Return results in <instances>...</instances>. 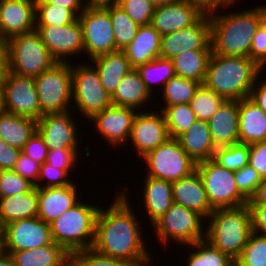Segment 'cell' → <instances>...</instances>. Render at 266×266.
<instances>
[{"instance_id": "cell-7", "label": "cell", "mask_w": 266, "mask_h": 266, "mask_svg": "<svg viewBox=\"0 0 266 266\" xmlns=\"http://www.w3.org/2000/svg\"><path fill=\"white\" fill-rule=\"evenodd\" d=\"M34 80L42 115L72 111L71 62H57Z\"/></svg>"}, {"instance_id": "cell-5", "label": "cell", "mask_w": 266, "mask_h": 266, "mask_svg": "<svg viewBox=\"0 0 266 266\" xmlns=\"http://www.w3.org/2000/svg\"><path fill=\"white\" fill-rule=\"evenodd\" d=\"M99 206L79 201L50 223L53 241L69 254L93 247Z\"/></svg>"}, {"instance_id": "cell-33", "label": "cell", "mask_w": 266, "mask_h": 266, "mask_svg": "<svg viewBox=\"0 0 266 266\" xmlns=\"http://www.w3.org/2000/svg\"><path fill=\"white\" fill-rule=\"evenodd\" d=\"M36 131V120L8 111L0 113V139L8 145L22 150L24 144Z\"/></svg>"}, {"instance_id": "cell-23", "label": "cell", "mask_w": 266, "mask_h": 266, "mask_svg": "<svg viewBox=\"0 0 266 266\" xmlns=\"http://www.w3.org/2000/svg\"><path fill=\"white\" fill-rule=\"evenodd\" d=\"M173 202L200 214L204 220L214 211L197 171L172 182Z\"/></svg>"}, {"instance_id": "cell-39", "label": "cell", "mask_w": 266, "mask_h": 266, "mask_svg": "<svg viewBox=\"0 0 266 266\" xmlns=\"http://www.w3.org/2000/svg\"><path fill=\"white\" fill-rule=\"evenodd\" d=\"M83 11H70L48 3H35L36 26L69 25L78 20Z\"/></svg>"}, {"instance_id": "cell-57", "label": "cell", "mask_w": 266, "mask_h": 266, "mask_svg": "<svg viewBox=\"0 0 266 266\" xmlns=\"http://www.w3.org/2000/svg\"><path fill=\"white\" fill-rule=\"evenodd\" d=\"M192 248V253L186 257L187 266H207L206 265V239L187 245Z\"/></svg>"}, {"instance_id": "cell-52", "label": "cell", "mask_w": 266, "mask_h": 266, "mask_svg": "<svg viewBox=\"0 0 266 266\" xmlns=\"http://www.w3.org/2000/svg\"><path fill=\"white\" fill-rule=\"evenodd\" d=\"M248 165L258 172L261 179L266 178V140L249 145Z\"/></svg>"}, {"instance_id": "cell-6", "label": "cell", "mask_w": 266, "mask_h": 266, "mask_svg": "<svg viewBox=\"0 0 266 266\" xmlns=\"http://www.w3.org/2000/svg\"><path fill=\"white\" fill-rule=\"evenodd\" d=\"M57 62L36 29L8 39L7 70L11 73L35 78Z\"/></svg>"}, {"instance_id": "cell-2", "label": "cell", "mask_w": 266, "mask_h": 266, "mask_svg": "<svg viewBox=\"0 0 266 266\" xmlns=\"http://www.w3.org/2000/svg\"><path fill=\"white\" fill-rule=\"evenodd\" d=\"M210 17L212 53L225 56L249 57L252 39L266 19V4Z\"/></svg>"}, {"instance_id": "cell-42", "label": "cell", "mask_w": 266, "mask_h": 266, "mask_svg": "<svg viewBox=\"0 0 266 266\" xmlns=\"http://www.w3.org/2000/svg\"><path fill=\"white\" fill-rule=\"evenodd\" d=\"M236 266H266V236L252 233Z\"/></svg>"}, {"instance_id": "cell-38", "label": "cell", "mask_w": 266, "mask_h": 266, "mask_svg": "<svg viewBox=\"0 0 266 266\" xmlns=\"http://www.w3.org/2000/svg\"><path fill=\"white\" fill-rule=\"evenodd\" d=\"M109 14L117 51L123 50L135 38L140 26L119 5L109 6Z\"/></svg>"}, {"instance_id": "cell-31", "label": "cell", "mask_w": 266, "mask_h": 266, "mask_svg": "<svg viewBox=\"0 0 266 266\" xmlns=\"http://www.w3.org/2000/svg\"><path fill=\"white\" fill-rule=\"evenodd\" d=\"M38 193L34 186L26 193L0 198V223L5 225L38 216Z\"/></svg>"}, {"instance_id": "cell-63", "label": "cell", "mask_w": 266, "mask_h": 266, "mask_svg": "<svg viewBox=\"0 0 266 266\" xmlns=\"http://www.w3.org/2000/svg\"><path fill=\"white\" fill-rule=\"evenodd\" d=\"M0 266H15L14 260L10 254L4 251L0 252Z\"/></svg>"}, {"instance_id": "cell-9", "label": "cell", "mask_w": 266, "mask_h": 266, "mask_svg": "<svg viewBox=\"0 0 266 266\" xmlns=\"http://www.w3.org/2000/svg\"><path fill=\"white\" fill-rule=\"evenodd\" d=\"M72 63V98H74L72 103H75L72 105V110L76 113L79 111V114L89 120L112 105L111 96L103 88L93 64L81 63L74 66Z\"/></svg>"}, {"instance_id": "cell-16", "label": "cell", "mask_w": 266, "mask_h": 266, "mask_svg": "<svg viewBox=\"0 0 266 266\" xmlns=\"http://www.w3.org/2000/svg\"><path fill=\"white\" fill-rule=\"evenodd\" d=\"M35 29L58 62H69L68 56L84 54L83 30L79 20L62 26H35Z\"/></svg>"}, {"instance_id": "cell-54", "label": "cell", "mask_w": 266, "mask_h": 266, "mask_svg": "<svg viewBox=\"0 0 266 266\" xmlns=\"http://www.w3.org/2000/svg\"><path fill=\"white\" fill-rule=\"evenodd\" d=\"M206 265L207 266H236L235 260L215 248L206 240Z\"/></svg>"}, {"instance_id": "cell-10", "label": "cell", "mask_w": 266, "mask_h": 266, "mask_svg": "<svg viewBox=\"0 0 266 266\" xmlns=\"http://www.w3.org/2000/svg\"><path fill=\"white\" fill-rule=\"evenodd\" d=\"M196 171L213 210L247 205L248 200L237 188L234 171L220 166L213 159L197 163Z\"/></svg>"}, {"instance_id": "cell-17", "label": "cell", "mask_w": 266, "mask_h": 266, "mask_svg": "<svg viewBox=\"0 0 266 266\" xmlns=\"http://www.w3.org/2000/svg\"><path fill=\"white\" fill-rule=\"evenodd\" d=\"M157 112V113H156ZM163 112L138 111L131 128L129 140L138 152L140 159L169 139Z\"/></svg>"}, {"instance_id": "cell-28", "label": "cell", "mask_w": 266, "mask_h": 266, "mask_svg": "<svg viewBox=\"0 0 266 266\" xmlns=\"http://www.w3.org/2000/svg\"><path fill=\"white\" fill-rule=\"evenodd\" d=\"M143 190V207L153 224L161 216H163L170 207L174 204L172 193V182L162 179L153 178L150 176L145 177Z\"/></svg>"}, {"instance_id": "cell-11", "label": "cell", "mask_w": 266, "mask_h": 266, "mask_svg": "<svg viewBox=\"0 0 266 266\" xmlns=\"http://www.w3.org/2000/svg\"><path fill=\"white\" fill-rule=\"evenodd\" d=\"M147 165V174L169 182L177 181L196 171L195 163L176 138H169L141 158Z\"/></svg>"}, {"instance_id": "cell-44", "label": "cell", "mask_w": 266, "mask_h": 266, "mask_svg": "<svg viewBox=\"0 0 266 266\" xmlns=\"http://www.w3.org/2000/svg\"><path fill=\"white\" fill-rule=\"evenodd\" d=\"M118 5L139 26L151 24L156 8L151 0H120Z\"/></svg>"}, {"instance_id": "cell-14", "label": "cell", "mask_w": 266, "mask_h": 266, "mask_svg": "<svg viewBox=\"0 0 266 266\" xmlns=\"http://www.w3.org/2000/svg\"><path fill=\"white\" fill-rule=\"evenodd\" d=\"M50 224L40 218H27L3 227V251L11 254L53 244Z\"/></svg>"}, {"instance_id": "cell-20", "label": "cell", "mask_w": 266, "mask_h": 266, "mask_svg": "<svg viewBox=\"0 0 266 266\" xmlns=\"http://www.w3.org/2000/svg\"><path fill=\"white\" fill-rule=\"evenodd\" d=\"M36 0H0V33L8 39L35 30Z\"/></svg>"}, {"instance_id": "cell-36", "label": "cell", "mask_w": 266, "mask_h": 266, "mask_svg": "<svg viewBox=\"0 0 266 266\" xmlns=\"http://www.w3.org/2000/svg\"><path fill=\"white\" fill-rule=\"evenodd\" d=\"M136 70L139 72L142 81L151 94L156 83H161V88L171 79L175 74L173 61L163 57H158L149 63L139 65ZM155 83V84H153Z\"/></svg>"}, {"instance_id": "cell-59", "label": "cell", "mask_w": 266, "mask_h": 266, "mask_svg": "<svg viewBox=\"0 0 266 266\" xmlns=\"http://www.w3.org/2000/svg\"><path fill=\"white\" fill-rule=\"evenodd\" d=\"M35 3H48L51 5L64 7L70 11H83V0H36Z\"/></svg>"}, {"instance_id": "cell-51", "label": "cell", "mask_w": 266, "mask_h": 266, "mask_svg": "<svg viewBox=\"0 0 266 266\" xmlns=\"http://www.w3.org/2000/svg\"><path fill=\"white\" fill-rule=\"evenodd\" d=\"M40 166L41 164L21 152L12 170L35 186L39 177Z\"/></svg>"}, {"instance_id": "cell-60", "label": "cell", "mask_w": 266, "mask_h": 266, "mask_svg": "<svg viewBox=\"0 0 266 266\" xmlns=\"http://www.w3.org/2000/svg\"><path fill=\"white\" fill-rule=\"evenodd\" d=\"M266 204V178L262 179L254 196L248 201L247 205Z\"/></svg>"}, {"instance_id": "cell-41", "label": "cell", "mask_w": 266, "mask_h": 266, "mask_svg": "<svg viewBox=\"0 0 266 266\" xmlns=\"http://www.w3.org/2000/svg\"><path fill=\"white\" fill-rule=\"evenodd\" d=\"M213 160L231 171H238L248 164L249 145L236 143L229 146L217 147Z\"/></svg>"}, {"instance_id": "cell-58", "label": "cell", "mask_w": 266, "mask_h": 266, "mask_svg": "<svg viewBox=\"0 0 266 266\" xmlns=\"http://www.w3.org/2000/svg\"><path fill=\"white\" fill-rule=\"evenodd\" d=\"M260 77L262 76L257 77L249 98L266 113V76H263L265 77L264 80L259 83L258 79H261Z\"/></svg>"}, {"instance_id": "cell-15", "label": "cell", "mask_w": 266, "mask_h": 266, "mask_svg": "<svg viewBox=\"0 0 266 266\" xmlns=\"http://www.w3.org/2000/svg\"><path fill=\"white\" fill-rule=\"evenodd\" d=\"M186 50H212L209 16L203 15L191 27L161 36L160 57L172 60Z\"/></svg>"}, {"instance_id": "cell-56", "label": "cell", "mask_w": 266, "mask_h": 266, "mask_svg": "<svg viewBox=\"0 0 266 266\" xmlns=\"http://www.w3.org/2000/svg\"><path fill=\"white\" fill-rule=\"evenodd\" d=\"M254 233L266 236V204L248 205Z\"/></svg>"}, {"instance_id": "cell-50", "label": "cell", "mask_w": 266, "mask_h": 266, "mask_svg": "<svg viewBox=\"0 0 266 266\" xmlns=\"http://www.w3.org/2000/svg\"><path fill=\"white\" fill-rule=\"evenodd\" d=\"M21 152L41 165L47 161L48 149L38 131L24 144Z\"/></svg>"}, {"instance_id": "cell-46", "label": "cell", "mask_w": 266, "mask_h": 266, "mask_svg": "<svg viewBox=\"0 0 266 266\" xmlns=\"http://www.w3.org/2000/svg\"><path fill=\"white\" fill-rule=\"evenodd\" d=\"M235 180L240 193L249 201L256 193L260 182V175L250 165L235 171Z\"/></svg>"}, {"instance_id": "cell-12", "label": "cell", "mask_w": 266, "mask_h": 266, "mask_svg": "<svg viewBox=\"0 0 266 266\" xmlns=\"http://www.w3.org/2000/svg\"><path fill=\"white\" fill-rule=\"evenodd\" d=\"M78 20L82 26L84 52L88 59L117 51L109 7H85Z\"/></svg>"}, {"instance_id": "cell-35", "label": "cell", "mask_w": 266, "mask_h": 266, "mask_svg": "<svg viewBox=\"0 0 266 266\" xmlns=\"http://www.w3.org/2000/svg\"><path fill=\"white\" fill-rule=\"evenodd\" d=\"M201 83L175 75L162 88L164 106L189 104Z\"/></svg>"}, {"instance_id": "cell-66", "label": "cell", "mask_w": 266, "mask_h": 266, "mask_svg": "<svg viewBox=\"0 0 266 266\" xmlns=\"http://www.w3.org/2000/svg\"><path fill=\"white\" fill-rule=\"evenodd\" d=\"M3 251V226L0 223V252Z\"/></svg>"}, {"instance_id": "cell-37", "label": "cell", "mask_w": 266, "mask_h": 266, "mask_svg": "<svg viewBox=\"0 0 266 266\" xmlns=\"http://www.w3.org/2000/svg\"><path fill=\"white\" fill-rule=\"evenodd\" d=\"M160 110L164 114L170 138H177L197 121L190 104L164 106Z\"/></svg>"}, {"instance_id": "cell-18", "label": "cell", "mask_w": 266, "mask_h": 266, "mask_svg": "<svg viewBox=\"0 0 266 266\" xmlns=\"http://www.w3.org/2000/svg\"><path fill=\"white\" fill-rule=\"evenodd\" d=\"M71 112L45 114L37 121V131L48 150L79 149L78 121Z\"/></svg>"}, {"instance_id": "cell-21", "label": "cell", "mask_w": 266, "mask_h": 266, "mask_svg": "<svg viewBox=\"0 0 266 266\" xmlns=\"http://www.w3.org/2000/svg\"><path fill=\"white\" fill-rule=\"evenodd\" d=\"M203 15L184 0L156 6L151 25L161 36L194 25Z\"/></svg>"}, {"instance_id": "cell-55", "label": "cell", "mask_w": 266, "mask_h": 266, "mask_svg": "<svg viewBox=\"0 0 266 266\" xmlns=\"http://www.w3.org/2000/svg\"><path fill=\"white\" fill-rule=\"evenodd\" d=\"M21 150L8 145L0 139V170H12Z\"/></svg>"}, {"instance_id": "cell-45", "label": "cell", "mask_w": 266, "mask_h": 266, "mask_svg": "<svg viewBox=\"0 0 266 266\" xmlns=\"http://www.w3.org/2000/svg\"><path fill=\"white\" fill-rule=\"evenodd\" d=\"M34 185L14 170H0V198L30 191Z\"/></svg>"}, {"instance_id": "cell-19", "label": "cell", "mask_w": 266, "mask_h": 266, "mask_svg": "<svg viewBox=\"0 0 266 266\" xmlns=\"http://www.w3.org/2000/svg\"><path fill=\"white\" fill-rule=\"evenodd\" d=\"M137 110L131 107L111 105L95 114L89 121L93 122L94 128L111 146L124 145L129 141L131 128Z\"/></svg>"}, {"instance_id": "cell-22", "label": "cell", "mask_w": 266, "mask_h": 266, "mask_svg": "<svg viewBox=\"0 0 266 266\" xmlns=\"http://www.w3.org/2000/svg\"><path fill=\"white\" fill-rule=\"evenodd\" d=\"M75 183L62 187L37 188L38 218L50 224L80 201Z\"/></svg>"}, {"instance_id": "cell-24", "label": "cell", "mask_w": 266, "mask_h": 266, "mask_svg": "<svg viewBox=\"0 0 266 266\" xmlns=\"http://www.w3.org/2000/svg\"><path fill=\"white\" fill-rule=\"evenodd\" d=\"M207 122L216 148L239 143V101L226 100Z\"/></svg>"}, {"instance_id": "cell-61", "label": "cell", "mask_w": 266, "mask_h": 266, "mask_svg": "<svg viewBox=\"0 0 266 266\" xmlns=\"http://www.w3.org/2000/svg\"><path fill=\"white\" fill-rule=\"evenodd\" d=\"M8 66V38L0 33V69L5 71Z\"/></svg>"}, {"instance_id": "cell-49", "label": "cell", "mask_w": 266, "mask_h": 266, "mask_svg": "<svg viewBox=\"0 0 266 266\" xmlns=\"http://www.w3.org/2000/svg\"><path fill=\"white\" fill-rule=\"evenodd\" d=\"M250 59L262 70L266 69V19L257 28L252 39Z\"/></svg>"}, {"instance_id": "cell-65", "label": "cell", "mask_w": 266, "mask_h": 266, "mask_svg": "<svg viewBox=\"0 0 266 266\" xmlns=\"http://www.w3.org/2000/svg\"><path fill=\"white\" fill-rule=\"evenodd\" d=\"M156 6L165 5L168 3H173L178 0H151Z\"/></svg>"}, {"instance_id": "cell-27", "label": "cell", "mask_w": 266, "mask_h": 266, "mask_svg": "<svg viewBox=\"0 0 266 266\" xmlns=\"http://www.w3.org/2000/svg\"><path fill=\"white\" fill-rule=\"evenodd\" d=\"M176 139L195 163L213 159L216 147L212 141L207 121L197 120Z\"/></svg>"}, {"instance_id": "cell-53", "label": "cell", "mask_w": 266, "mask_h": 266, "mask_svg": "<svg viewBox=\"0 0 266 266\" xmlns=\"http://www.w3.org/2000/svg\"><path fill=\"white\" fill-rule=\"evenodd\" d=\"M193 5L202 15L210 16L222 8L234 7L237 0H184Z\"/></svg>"}, {"instance_id": "cell-32", "label": "cell", "mask_w": 266, "mask_h": 266, "mask_svg": "<svg viewBox=\"0 0 266 266\" xmlns=\"http://www.w3.org/2000/svg\"><path fill=\"white\" fill-rule=\"evenodd\" d=\"M10 255L15 266H72L70 254L55 242L47 246L13 251Z\"/></svg>"}, {"instance_id": "cell-3", "label": "cell", "mask_w": 266, "mask_h": 266, "mask_svg": "<svg viewBox=\"0 0 266 266\" xmlns=\"http://www.w3.org/2000/svg\"><path fill=\"white\" fill-rule=\"evenodd\" d=\"M263 71L249 57L212 53L203 84L225 100L239 101L250 96Z\"/></svg>"}, {"instance_id": "cell-30", "label": "cell", "mask_w": 266, "mask_h": 266, "mask_svg": "<svg viewBox=\"0 0 266 266\" xmlns=\"http://www.w3.org/2000/svg\"><path fill=\"white\" fill-rule=\"evenodd\" d=\"M152 97L153 95L146 88L139 72L134 68L119 82L116 91L111 96V101L115 106L131 107L142 111L141 108L148 100L152 101L150 99Z\"/></svg>"}, {"instance_id": "cell-25", "label": "cell", "mask_w": 266, "mask_h": 266, "mask_svg": "<svg viewBox=\"0 0 266 266\" xmlns=\"http://www.w3.org/2000/svg\"><path fill=\"white\" fill-rule=\"evenodd\" d=\"M161 34L151 25L139 27L135 38L122 51L133 68L160 57Z\"/></svg>"}, {"instance_id": "cell-13", "label": "cell", "mask_w": 266, "mask_h": 266, "mask_svg": "<svg viewBox=\"0 0 266 266\" xmlns=\"http://www.w3.org/2000/svg\"><path fill=\"white\" fill-rule=\"evenodd\" d=\"M5 111L38 121L43 115L33 77L2 72Z\"/></svg>"}, {"instance_id": "cell-8", "label": "cell", "mask_w": 266, "mask_h": 266, "mask_svg": "<svg viewBox=\"0 0 266 266\" xmlns=\"http://www.w3.org/2000/svg\"><path fill=\"white\" fill-rule=\"evenodd\" d=\"M204 223L200 214L174 203L152 225L159 242L166 247L169 240L186 246L206 239Z\"/></svg>"}, {"instance_id": "cell-43", "label": "cell", "mask_w": 266, "mask_h": 266, "mask_svg": "<svg viewBox=\"0 0 266 266\" xmlns=\"http://www.w3.org/2000/svg\"><path fill=\"white\" fill-rule=\"evenodd\" d=\"M70 261L72 266H133L126 260L105 256L93 248L71 253Z\"/></svg>"}, {"instance_id": "cell-1", "label": "cell", "mask_w": 266, "mask_h": 266, "mask_svg": "<svg viewBox=\"0 0 266 266\" xmlns=\"http://www.w3.org/2000/svg\"><path fill=\"white\" fill-rule=\"evenodd\" d=\"M115 198L107 209H99L92 248L105 256L126 260L133 266H149L152 257L128 195L121 192Z\"/></svg>"}, {"instance_id": "cell-62", "label": "cell", "mask_w": 266, "mask_h": 266, "mask_svg": "<svg viewBox=\"0 0 266 266\" xmlns=\"http://www.w3.org/2000/svg\"><path fill=\"white\" fill-rule=\"evenodd\" d=\"M120 0H83L84 7L88 8H106L118 5Z\"/></svg>"}, {"instance_id": "cell-40", "label": "cell", "mask_w": 266, "mask_h": 266, "mask_svg": "<svg viewBox=\"0 0 266 266\" xmlns=\"http://www.w3.org/2000/svg\"><path fill=\"white\" fill-rule=\"evenodd\" d=\"M225 101L221 95L201 84L189 104L197 120L208 121Z\"/></svg>"}, {"instance_id": "cell-47", "label": "cell", "mask_w": 266, "mask_h": 266, "mask_svg": "<svg viewBox=\"0 0 266 266\" xmlns=\"http://www.w3.org/2000/svg\"><path fill=\"white\" fill-rule=\"evenodd\" d=\"M70 171L71 170L55 169V167H52L45 162L40 166V173L35 187H62L72 184V181L67 178L70 177ZM45 179H47L48 182L41 184L42 181H46Z\"/></svg>"}, {"instance_id": "cell-48", "label": "cell", "mask_w": 266, "mask_h": 266, "mask_svg": "<svg viewBox=\"0 0 266 266\" xmlns=\"http://www.w3.org/2000/svg\"><path fill=\"white\" fill-rule=\"evenodd\" d=\"M78 151L80 152L78 149L48 150L46 163L55 169L71 170L77 165Z\"/></svg>"}, {"instance_id": "cell-26", "label": "cell", "mask_w": 266, "mask_h": 266, "mask_svg": "<svg viewBox=\"0 0 266 266\" xmlns=\"http://www.w3.org/2000/svg\"><path fill=\"white\" fill-rule=\"evenodd\" d=\"M266 140V113L248 98L239 100V143Z\"/></svg>"}, {"instance_id": "cell-4", "label": "cell", "mask_w": 266, "mask_h": 266, "mask_svg": "<svg viewBox=\"0 0 266 266\" xmlns=\"http://www.w3.org/2000/svg\"><path fill=\"white\" fill-rule=\"evenodd\" d=\"M207 220L206 240L236 261L253 233L248 205L215 209Z\"/></svg>"}, {"instance_id": "cell-29", "label": "cell", "mask_w": 266, "mask_h": 266, "mask_svg": "<svg viewBox=\"0 0 266 266\" xmlns=\"http://www.w3.org/2000/svg\"><path fill=\"white\" fill-rule=\"evenodd\" d=\"M91 62H94L101 84L110 96L114 94L122 78L134 69L122 50L100 55Z\"/></svg>"}, {"instance_id": "cell-64", "label": "cell", "mask_w": 266, "mask_h": 266, "mask_svg": "<svg viewBox=\"0 0 266 266\" xmlns=\"http://www.w3.org/2000/svg\"><path fill=\"white\" fill-rule=\"evenodd\" d=\"M5 111L4 107V91H3V84H2V75L0 77V113Z\"/></svg>"}, {"instance_id": "cell-34", "label": "cell", "mask_w": 266, "mask_h": 266, "mask_svg": "<svg viewBox=\"0 0 266 266\" xmlns=\"http://www.w3.org/2000/svg\"><path fill=\"white\" fill-rule=\"evenodd\" d=\"M212 50L185 51L172 59L175 74L204 83Z\"/></svg>"}]
</instances>
